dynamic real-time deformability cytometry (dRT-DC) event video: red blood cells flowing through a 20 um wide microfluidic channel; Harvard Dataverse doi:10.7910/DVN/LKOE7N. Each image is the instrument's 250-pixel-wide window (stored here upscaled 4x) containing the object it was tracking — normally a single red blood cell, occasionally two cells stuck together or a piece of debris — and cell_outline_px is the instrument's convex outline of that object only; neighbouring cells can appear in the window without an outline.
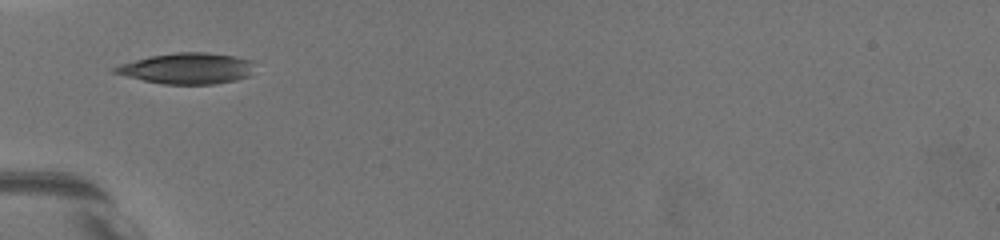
{"species": "common noctule bat (a hibernating species)", "species_latin": "Nyctalus noctula", "temperature_condition": "warm", "stored_images_in_passage": 63, "camera_frame_rate_fps": 3000, "um_per_image_px": 0.085, "animal": {"sex": "female", "body_mass_g": 19.5, "forearm_length_mm": 54.1}, "frame": {"image": 1, "passage_image": 1, "time_ms": 0.0, "image_size_px": [1000, 240], "cell_outline_px": [[252, 60], [248, 76], [236, 80], [212, 84], [164, 84], [144, 80], [112, 72], [112, 68], [120, 64], [152, 56], [176, 52], [208, 52], [236, 56]], "centroid_in_image_um": [15.9, 5.81], "position_along_channel_um": 69.1, "area_um2": 24.8}}
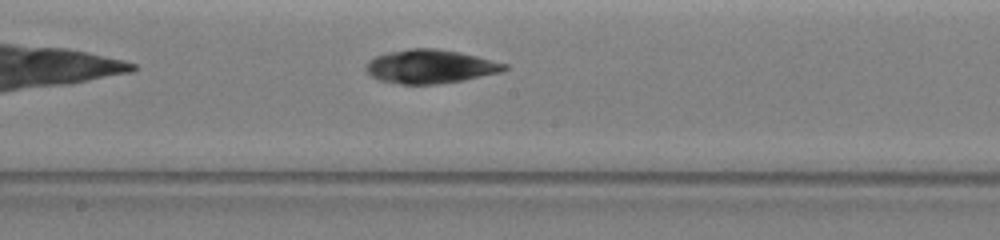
{"frame": {"image": 2, "passage_image": 20, "time_ms": 4.0, "image_size_px": [1000, 240], "cell_outline_px": [[508, 68], [500, 72], [464, 80], [436, 84], [400, 84], [380, 80], [372, 76], [364, 68], [368, 60], [376, 56], [388, 52], [408, 48], [436, 48], [460, 52], [508, 64]], "centroid_in_image_um": [36.56, 5.64], "position_along_channel_um": 211.6, "area_um2": 27.17}}
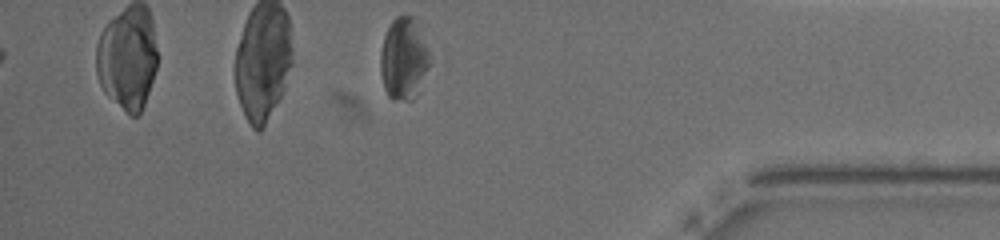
{"frame": {"image": 3, "passage_image": 50, "time_ms": 10.0, "image_size_px": [1000, 240], "cell_outline_px": [[432, 64], [416, 96], [412, 100], [392, 100], [388, 96], [384, 88], [380, 72], [380, 52], [384, 36], [392, 20], [396, 16], [416, 16], [424, 20]], "centroid_in_image_um": [34.41, 4.9], "position_along_channel_um": 400.8, "area_um2": 25.14}, "authors_computed_cell_mechanics": {"area_um2": 26.7614, "velocity_mm_per_s": 3.6046, "shape_relaxation_time_tau1_ms": 7.5761, "shape_relaxation_time_tau2_ms": 4.4508, "deformation_change_tau1": 0.1299, "deformation_change_tau2": 0.1049}}